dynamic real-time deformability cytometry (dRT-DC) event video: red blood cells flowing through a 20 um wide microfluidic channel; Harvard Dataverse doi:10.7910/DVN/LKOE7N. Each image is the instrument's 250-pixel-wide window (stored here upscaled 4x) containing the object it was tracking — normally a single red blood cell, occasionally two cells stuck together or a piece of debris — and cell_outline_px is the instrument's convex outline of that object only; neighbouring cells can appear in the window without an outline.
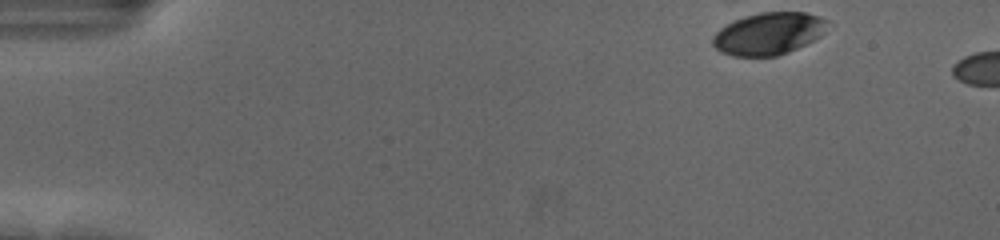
{"species": "human", "species_latin": "Homo sapiens", "temperature_condition": "cold", "stored_images_in_passage": 50, "camera_frame_rate_fps": 3000, "um_per_image_px": 0.085, "donor": {"sex": "female"}, "frame": {"image": 1, "passage_image": 1, "time_ms": 0.0, "image_size_px": [1000, 240], "cell_outline_px": [[828, 20], [824, 32], [816, 40], [788, 52], [776, 56], [732, 56], [720, 52], [712, 44], [712, 36], [720, 28], [744, 16], [760, 12], [804, 12], [820, 16]], "centroid_in_image_um": [65.34, 2.86], "position_along_channel_um": 19.7, "area_um2": 28.32}}
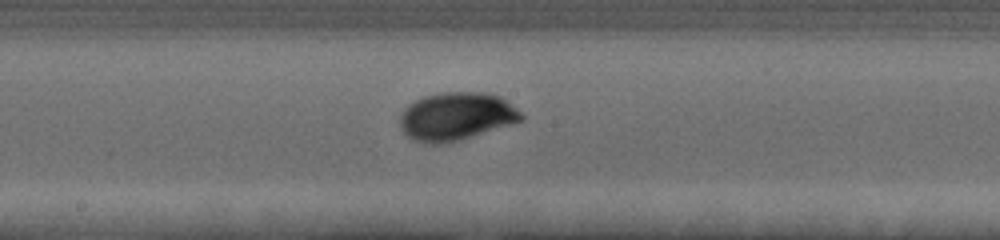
{"frame": {"image": 2, "passage_image": 26, "time_ms": 8.333, "image_size_px": [1000, 240], "cell_outline_px": [[524, 120], [512, 124], [460, 140], [444, 144], [428, 144], [412, 140], [404, 132], [400, 124], [400, 116], [404, 108], [408, 104], [424, 96], [440, 92], [484, 92], [500, 96], [516, 108], [524, 116]], "centroid_in_image_um": [38.78, 9.89], "position_along_channel_um": 209.4, "area_um2": 34.1}}
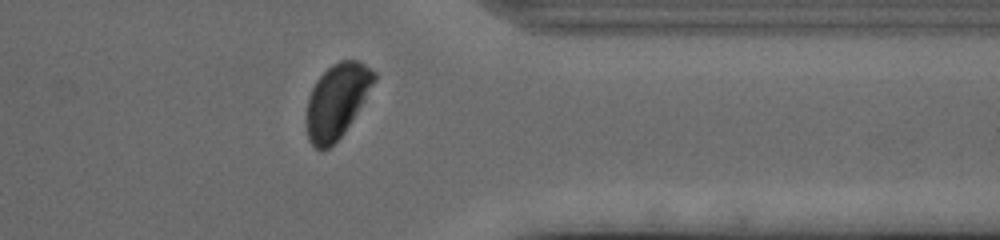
{"frame": {"image": 3, "passage_image": 41, "time_ms": 13.333, "image_size_px": [1000, 240], "cell_outline_px": [[376, 80], [352, 120], [344, 132], [324, 152], [320, 152], [308, 140], [304, 124], [308, 96], [316, 80], [332, 64], [340, 60], [360, 60], [376, 72]], "centroid_in_image_um": [28.6, 8.58], "position_along_channel_um": 382.8, "area_um2": 29.54}}